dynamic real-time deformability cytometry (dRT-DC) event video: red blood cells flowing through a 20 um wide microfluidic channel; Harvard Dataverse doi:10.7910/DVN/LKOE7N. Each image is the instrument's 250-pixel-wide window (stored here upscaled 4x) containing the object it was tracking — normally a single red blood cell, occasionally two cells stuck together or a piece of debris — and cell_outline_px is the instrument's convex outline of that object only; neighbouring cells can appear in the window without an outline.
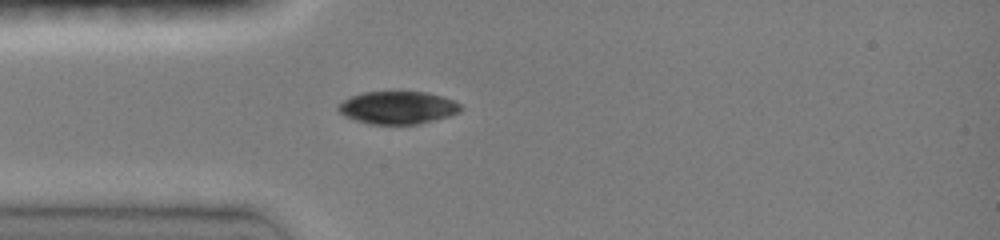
{"species": "common noctule bat (a hibernating species)", "species_latin": "Nyctalus noctula", "temperature_condition": "room temperature", "stored_images_in_passage": 28, "camera_frame_rate_fps": 3000, "um_per_image_px": 0.085, "animal": {"sex": "female", "body_mass_g": 19.0, "forearm_length_mm": 51.5}, "frame": {"image": 1, "passage_image": 1, "time_ms": 0.0, "image_size_px": [1000, 240], "cell_outline_px": [[464, 108], [460, 112], [448, 116], [420, 124], [368, 124], [344, 116], [336, 108], [336, 104], [352, 96], [364, 92], [428, 92], [452, 100], [460, 104]], "centroid_in_image_um": [33.8, 9.15], "position_along_channel_um": 51.2, "area_um2": 23.35}}
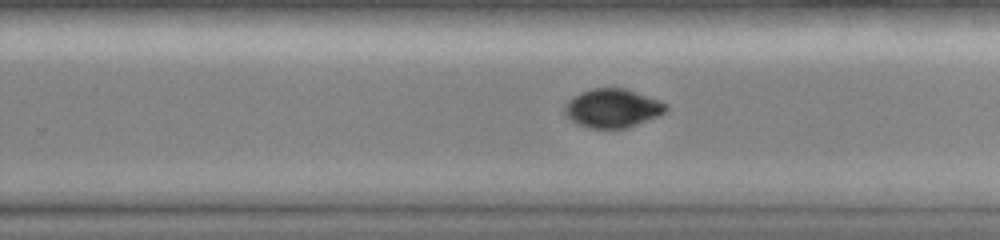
{"frame": {"image": 2, "passage_image": 18, "time_ms": 5.667, "image_size_px": [1000, 240], "cell_outline_px": [[668, 108], [664, 112], [656, 116], [628, 128], [592, 128], [576, 124], [564, 112], [564, 104], [568, 100], [580, 92], [592, 88], [624, 88], [660, 100], [668, 104]], "centroid_in_image_um": [52.05, 9.19], "position_along_channel_um": 277.8, "area_um2": 22.77}}
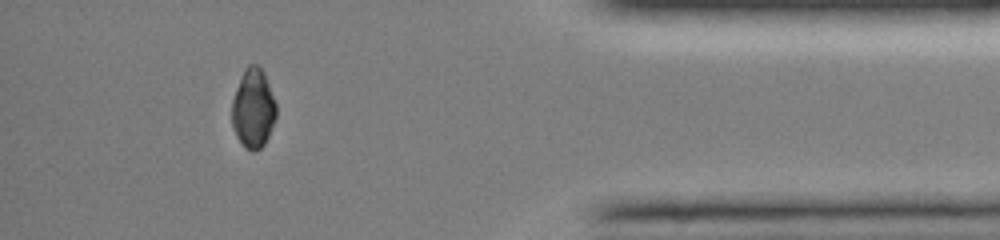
{"frame": {"image": 3, "passage_image": 26, "time_ms": 8.333, "image_size_px": [1000, 240], "cell_outline_px": [[276, 116], [268, 136], [264, 144], [260, 148], [252, 152], [244, 148], [236, 136], [232, 128], [232, 100], [236, 88], [244, 68], [248, 64], [256, 64], [264, 72], [276, 104]], "centroid_in_image_um": [21.5, 9.23], "position_along_channel_um": 413.7, "area_um2": 20.52}, "authors_computed_cell_mechanics": {"area_um2": 24.276, "velocity_mm_per_s": 4.0761, "shape_relaxation_time_tau1_ms": 8.5551, "shape_relaxation_time_tau2_ms": null, "deformation_change_tau1": 0.2623, "deformation_change_tau2": null}}